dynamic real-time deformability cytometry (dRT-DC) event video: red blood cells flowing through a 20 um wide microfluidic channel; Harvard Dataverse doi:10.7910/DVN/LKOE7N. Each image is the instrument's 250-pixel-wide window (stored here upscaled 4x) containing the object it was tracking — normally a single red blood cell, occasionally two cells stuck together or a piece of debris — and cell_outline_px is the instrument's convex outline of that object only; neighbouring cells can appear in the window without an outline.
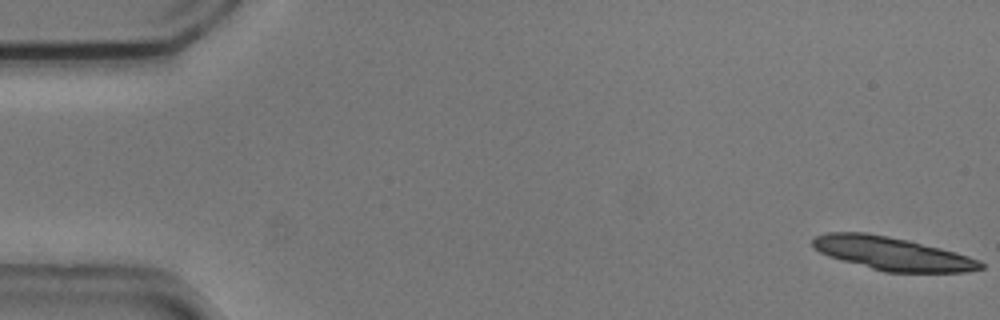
{"species": "common noctule bat (a hibernating species)", "species_latin": "Nyctalus noctula", "temperature_condition": "cold", "stored_images_in_passage": 54, "camera_frame_rate_fps": 3000, "um_per_image_px": 0.085, "animal": {"sex": "male", "body_mass_g": 20.5, "forearm_length_mm": 52.5}, "frame": {"image": 1, "passage_image": 1, "time_ms": 0.0, "image_size_px": [1000, 320], "cell_outline_px": [[984, 268], [968, 272], [884, 272], [840, 260], [828, 256], [812, 248], [812, 240], [816, 236], [828, 232], [868, 232], [908, 240], [956, 252], [980, 260], [984, 264]], "centroid_in_image_um": [75.83, 21.55], "position_along_channel_um": 9.2, "area_um2": 32.66}}
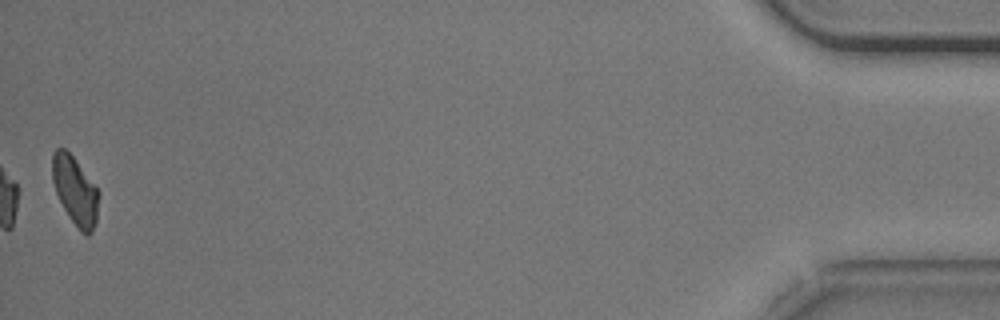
{"frame": {"image": 2, "passage_image": 54, "time_ms": 17.667, "image_size_px": [1000, 320], "cell_outline_px": [[100, 192], [96, 224], [92, 232], [88, 236], [84, 236], [80, 232], [68, 216], [56, 192], [52, 180], [52, 152], [56, 148], [64, 148], [72, 156]], "centroid_in_image_um": [6.4, 16.25], "position_along_channel_um": 428.8, "area_um2": 18.55}, "authors_computed_cell_mechanics": {"area_um2": 21.097, "velocity_mm_per_s": 3.7145, "shape_relaxation_time_tau1_ms": 3.1703, "shape_relaxation_time_tau2_ms": null, "deformation_change_tau1": 0.1199, "deformation_change_tau2": null}}